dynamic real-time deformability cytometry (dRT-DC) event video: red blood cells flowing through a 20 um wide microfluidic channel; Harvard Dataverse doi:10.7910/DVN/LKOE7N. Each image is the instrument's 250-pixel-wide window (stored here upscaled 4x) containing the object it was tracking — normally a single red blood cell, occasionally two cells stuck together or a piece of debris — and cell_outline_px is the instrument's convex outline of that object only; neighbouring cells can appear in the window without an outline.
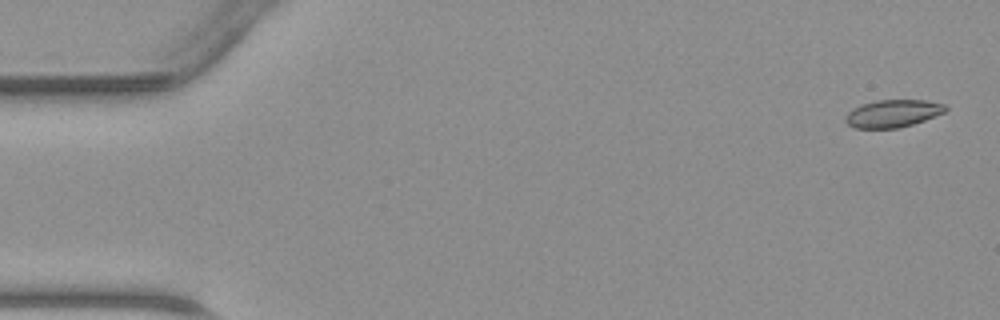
{"species": "common noctule bat (a hibernating species)", "species_latin": "Nyctalus noctula", "temperature_condition": "warm", "stored_images_in_passage": 47, "camera_frame_rate_fps": 3000, "um_per_image_px": 0.085, "animal": {"sex": "male", "body_mass_g": 23.1, "forearm_length_mm": 52.7}, "frame": {"image": 1, "passage_image": 2, "time_ms": 0.333, "image_size_px": [1000, 320], "cell_outline_px": [[948, 108], [944, 112], [924, 120], [912, 124], [896, 128], [856, 128], [848, 124], [844, 120], [844, 116], [852, 108], [860, 104], [876, 100], [924, 100], [948, 104]], "centroid_in_image_um": [75.87, 9.63], "position_along_channel_um": 9.1, "area_um2": 16.13}}
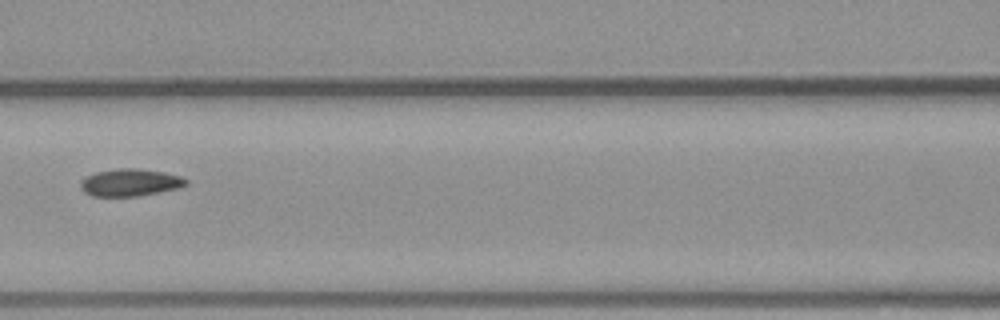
{"frame": {"image": 2, "passage_image": 21, "time_ms": 6.667, "image_size_px": [1000, 320], "cell_outline_px": [[188, 184], [180, 188], [140, 196], [92, 196], [84, 192], [80, 188], [80, 180], [96, 172], [120, 168], [132, 168], [164, 172], [180, 176], [188, 180]], "centroid_in_image_um": [11.07, 15.52], "position_along_channel_um": 155.5, "area_um2": 16.82}}
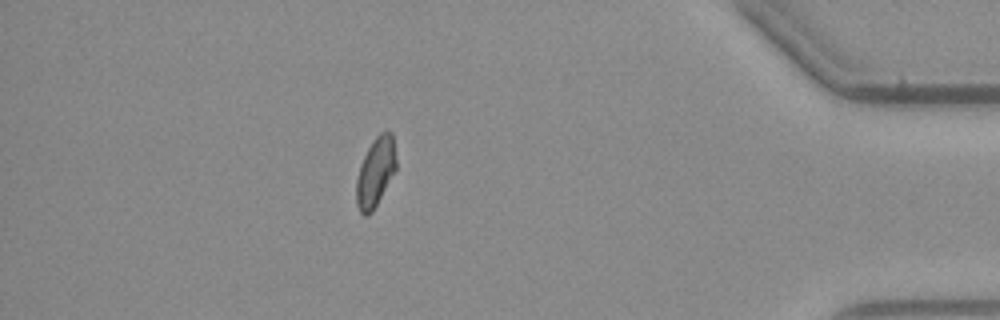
{"frame": {"image": 3, "passage_image": 41, "time_ms": 13.333, "image_size_px": [1000, 320], "cell_outline_px": [[396, 168], [372, 212], [368, 216], [364, 216], [360, 212], [356, 204], [356, 180], [360, 164], [372, 140], [380, 132], [392, 132], [396, 156]], "centroid_in_image_um": [31.9, 14.63], "position_along_channel_um": 403.3, "area_um2": 15.95}}